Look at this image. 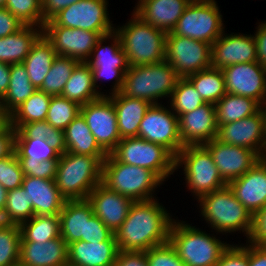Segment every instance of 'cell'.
<instances>
[{
  "label": "cell",
  "mask_w": 266,
  "mask_h": 266,
  "mask_svg": "<svg viewBox=\"0 0 266 266\" xmlns=\"http://www.w3.org/2000/svg\"><path fill=\"white\" fill-rule=\"evenodd\" d=\"M157 198L134 201L114 233L120 251H147L169 241L174 219Z\"/></svg>",
  "instance_id": "1"
},
{
  "label": "cell",
  "mask_w": 266,
  "mask_h": 266,
  "mask_svg": "<svg viewBox=\"0 0 266 266\" xmlns=\"http://www.w3.org/2000/svg\"><path fill=\"white\" fill-rule=\"evenodd\" d=\"M107 156H89L65 152L60 156L56 186L66 201L85 200L102 182V164Z\"/></svg>",
  "instance_id": "2"
},
{
  "label": "cell",
  "mask_w": 266,
  "mask_h": 266,
  "mask_svg": "<svg viewBox=\"0 0 266 266\" xmlns=\"http://www.w3.org/2000/svg\"><path fill=\"white\" fill-rule=\"evenodd\" d=\"M199 203L200 216L216 234L226 235L239 231L249 238L253 215L237 200L228 185L203 195Z\"/></svg>",
  "instance_id": "3"
},
{
  "label": "cell",
  "mask_w": 266,
  "mask_h": 266,
  "mask_svg": "<svg viewBox=\"0 0 266 266\" xmlns=\"http://www.w3.org/2000/svg\"><path fill=\"white\" fill-rule=\"evenodd\" d=\"M183 220L174 219L169 242L186 266H216L224 250L230 245L217 235L195 228Z\"/></svg>",
  "instance_id": "4"
},
{
  "label": "cell",
  "mask_w": 266,
  "mask_h": 266,
  "mask_svg": "<svg viewBox=\"0 0 266 266\" xmlns=\"http://www.w3.org/2000/svg\"><path fill=\"white\" fill-rule=\"evenodd\" d=\"M123 26L115 27L129 66L149 65L165 60L167 33L143 21L134 12Z\"/></svg>",
  "instance_id": "5"
},
{
  "label": "cell",
  "mask_w": 266,
  "mask_h": 266,
  "mask_svg": "<svg viewBox=\"0 0 266 266\" xmlns=\"http://www.w3.org/2000/svg\"><path fill=\"white\" fill-rule=\"evenodd\" d=\"M179 78L166 60L149 65L129 66L121 93L127 97L144 99L151 104H162L160 98L170 99Z\"/></svg>",
  "instance_id": "6"
},
{
  "label": "cell",
  "mask_w": 266,
  "mask_h": 266,
  "mask_svg": "<svg viewBox=\"0 0 266 266\" xmlns=\"http://www.w3.org/2000/svg\"><path fill=\"white\" fill-rule=\"evenodd\" d=\"M164 181L153 171L119 162L111 153L102 164V184L108 189L127 196L133 201L156 198Z\"/></svg>",
  "instance_id": "7"
},
{
  "label": "cell",
  "mask_w": 266,
  "mask_h": 266,
  "mask_svg": "<svg viewBox=\"0 0 266 266\" xmlns=\"http://www.w3.org/2000/svg\"><path fill=\"white\" fill-rule=\"evenodd\" d=\"M175 168H183L187 191L196 200L227 185L204 145L184 146L176 156Z\"/></svg>",
  "instance_id": "8"
},
{
  "label": "cell",
  "mask_w": 266,
  "mask_h": 266,
  "mask_svg": "<svg viewBox=\"0 0 266 266\" xmlns=\"http://www.w3.org/2000/svg\"><path fill=\"white\" fill-rule=\"evenodd\" d=\"M109 41L111 45L105 44L106 42L109 43ZM87 63L91 66L93 81L97 92L101 96H111L121 92L125 72L128 70L129 65L122 49L120 37L115 30L107 35H103L98 40ZM103 79L107 81L115 80L109 94L98 89L100 87L98 82Z\"/></svg>",
  "instance_id": "9"
},
{
  "label": "cell",
  "mask_w": 266,
  "mask_h": 266,
  "mask_svg": "<svg viewBox=\"0 0 266 266\" xmlns=\"http://www.w3.org/2000/svg\"><path fill=\"white\" fill-rule=\"evenodd\" d=\"M111 154L119 162L155 172L163 181L176 171V157L168 149L139 137L122 138Z\"/></svg>",
  "instance_id": "10"
},
{
  "label": "cell",
  "mask_w": 266,
  "mask_h": 266,
  "mask_svg": "<svg viewBox=\"0 0 266 266\" xmlns=\"http://www.w3.org/2000/svg\"><path fill=\"white\" fill-rule=\"evenodd\" d=\"M222 16L216 0H192L172 32L212 45L225 31Z\"/></svg>",
  "instance_id": "11"
},
{
  "label": "cell",
  "mask_w": 266,
  "mask_h": 266,
  "mask_svg": "<svg viewBox=\"0 0 266 266\" xmlns=\"http://www.w3.org/2000/svg\"><path fill=\"white\" fill-rule=\"evenodd\" d=\"M108 4V0H80L61 10L44 26H64L107 35L115 30Z\"/></svg>",
  "instance_id": "12"
},
{
  "label": "cell",
  "mask_w": 266,
  "mask_h": 266,
  "mask_svg": "<svg viewBox=\"0 0 266 266\" xmlns=\"http://www.w3.org/2000/svg\"><path fill=\"white\" fill-rule=\"evenodd\" d=\"M212 45L188 37L167 33L165 60L180 78L211 67Z\"/></svg>",
  "instance_id": "13"
},
{
  "label": "cell",
  "mask_w": 266,
  "mask_h": 266,
  "mask_svg": "<svg viewBox=\"0 0 266 266\" xmlns=\"http://www.w3.org/2000/svg\"><path fill=\"white\" fill-rule=\"evenodd\" d=\"M138 137L164 146L175 157L184 147L179 135L178 116L168 105H150L139 125Z\"/></svg>",
  "instance_id": "14"
},
{
  "label": "cell",
  "mask_w": 266,
  "mask_h": 266,
  "mask_svg": "<svg viewBox=\"0 0 266 266\" xmlns=\"http://www.w3.org/2000/svg\"><path fill=\"white\" fill-rule=\"evenodd\" d=\"M80 114L86 121L99 146L110 154L120 142L114 104L109 96L90 101L80 107Z\"/></svg>",
  "instance_id": "15"
},
{
  "label": "cell",
  "mask_w": 266,
  "mask_h": 266,
  "mask_svg": "<svg viewBox=\"0 0 266 266\" xmlns=\"http://www.w3.org/2000/svg\"><path fill=\"white\" fill-rule=\"evenodd\" d=\"M228 94L249 97L266 105V69L259 62L237 63L221 69Z\"/></svg>",
  "instance_id": "16"
},
{
  "label": "cell",
  "mask_w": 266,
  "mask_h": 266,
  "mask_svg": "<svg viewBox=\"0 0 266 266\" xmlns=\"http://www.w3.org/2000/svg\"><path fill=\"white\" fill-rule=\"evenodd\" d=\"M44 36L52 43L57 55L67 56L80 62L91 57L101 33L64 26H43Z\"/></svg>",
  "instance_id": "17"
},
{
  "label": "cell",
  "mask_w": 266,
  "mask_h": 266,
  "mask_svg": "<svg viewBox=\"0 0 266 266\" xmlns=\"http://www.w3.org/2000/svg\"><path fill=\"white\" fill-rule=\"evenodd\" d=\"M204 146L211 153L223 180L230 181L244 175L261 157L253 150L236 145H230L214 138Z\"/></svg>",
  "instance_id": "18"
},
{
  "label": "cell",
  "mask_w": 266,
  "mask_h": 266,
  "mask_svg": "<svg viewBox=\"0 0 266 266\" xmlns=\"http://www.w3.org/2000/svg\"><path fill=\"white\" fill-rule=\"evenodd\" d=\"M217 139L226 144L249 148L262 158L266 149L263 107L242 120L220 125Z\"/></svg>",
  "instance_id": "19"
},
{
  "label": "cell",
  "mask_w": 266,
  "mask_h": 266,
  "mask_svg": "<svg viewBox=\"0 0 266 266\" xmlns=\"http://www.w3.org/2000/svg\"><path fill=\"white\" fill-rule=\"evenodd\" d=\"M257 62V49L254 35L225 31L212 44L211 67L226 68L237 63Z\"/></svg>",
  "instance_id": "20"
},
{
  "label": "cell",
  "mask_w": 266,
  "mask_h": 266,
  "mask_svg": "<svg viewBox=\"0 0 266 266\" xmlns=\"http://www.w3.org/2000/svg\"><path fill=\"white\" fill-rule=\"evenodd\" d=\"M179 135L184 146L204 145L218 135L215 105L204 103L178 117Z\"/></svg>",
  "instance_id": "21"
},
{
  "label": "cell",
  "mask_w": 266,
  "mask_h": 266,
  "mask_svg": "<svg viewBox=\"0 0 266 266\" xmlns=\"http://www.w3.org/2000/svg\"><path fill=\"white\" fill-rule=\"evenodd\" d=\"M87 201L92 206L93 214L113 233L122 225L134 202L129 197L108 189L102 183L90 192Z\"/></svg>",
  "instance_id": "22"
},
{
  "label": "cell",
  "mask_w": 266,
  "mask_h": 266,
  "mask_svg": "<svg viewBox=\"0 0 266 266\" xmlns=\"http://www.w3.org/2000/svg\"><path fill=\"white\" fill-rule=\"evenodd\" d=\"M227 185L237 200L254 215L266 206V163L261 159Z\"/></svg>",
  "instance_id": "23"
},
{
  "label": "cell",
  "mask_w": 266,
  "mask_h": 266,
  "mask_svg": "<svg viewBox=\"0 0 266 266\" xmlns=\"http://www.w3.org/2000/svg\"><path fill=\"white\" fill-rule=\"evenodd\" d=\"M192 0H138L133 12L165 33L172 32Z\"/></svg>",
  "instance_id": "24"
},
{
  "label": "cell",
  "mask_w": 266,
  "mask_h": 266,
  "mask_svg": "<svg viewBox=\"0 0 266 266\" xmlns=\"http://www.w3.org/2000/svg\"><path fill=\"white\" fill-rule=\"evenodd\" d=\"M18 266H68V244L57 237L46 242H20Z\"/></svg>",
  "instance_id": "25"
},
{
  "label": "cell",
  "mask_w": 266,
  "mask_h": 266,
  "mask_svg": "<svg viewBox=\"0 0 266 266\" xmlns=\"http://www.w3.org/2000/svg\"><path fill=\"white\" fill-rule=\"evenodd\" d=\"M118 251L115 235L104 242L76 241L68 245V266H114Z\"/></svg>",
  "instance_id": "26"
},
{
  "label": "cell",
  "mask_w": 266,
  "mask_h": 266,
  "mask_svg": "<svg viewBox=\"0 0 266 266\" xmlns=\"http://www.w3.org/2000/svg\"><path fill=\"white\" fill-rule=\"evenodd\" d=\"M22 187L29 197L34 215H59L66 200L61 196L55 180L24 176Z\"/></svg>",
  "instance_id": "27"
},
{
  "label": "cell",
  "mask_w": 266,
  "mask_h": 266,
  "mask_svg": "<svg viewBox=\"0 0 266 266\" xmlns=\"http://www.w3.org/2000/svg\"><path fill=\"white\" fill-rule=\"evenodd\" d=\"M93 215L91 204L85 200L65 201L61 212V237L69 245L86 238L87 222Z\"/></svg>",
  "instance_id": "28"
},
{
  "label": "cell",
  "mask_w": 266,
  "mask_h": 266,
  "mask_svg": "<svg viewBox=\"0 0 266 266\" xmlns=\"http://www.w3.org/2000/svg\"><path fill=\"white\" fill-rule=\"evenodd\" d=\"M114 104L120 137H138L139 125L151 103L124 96L121 92L109 96Z\"/></svg>",
  "instance_id": "29"
},
{
  "label": "cell",
  "mask_w": 266,
  "mask_h": 266,
  "mask_svg": "<svg viewBox=\"0 0 266 266\" xmlns=\"http://www.w3.org/2000/svg\"><path fill=\"white\" fill-rule=\"evenodd\" d=\"M43 34V27L25 25L16 33L0 38V62L22 63L33 44Z\"/></svg>",
  "instance_id": "30"
},
{
  "label": "cell",
  "mask_w": 266,
  "mask_h": 266,
  "mask_svg": "<svg viewBox=\"0 0 266 266\" xmlns=\"http://www.w3.org/2000/svg\"><path fill=\"white\" fill-rule=\"evenodd\" d=\"M66 152L89 155L107 156L99 146L85 119L79 113L77 117L64 129Z\"/></svg>",
  "instance_id": "31"
},
{
  "label": "cell",
  "mask_w": 266,
  "mask_h": 266,
  "mask_svg": "<svg viewBox=\"0 0 266 266\" xmlns=\"http://www.w3.org/2000/svg\"><path fill=\"white\" fill-rule=\"evenodd\" d=\"M61 96L80 106L101 97L93 81L91 66L87 62H80L75 66Z\"/></svg>",
  "instance_id": "32"
},
{
  "label": "cell",
  "mask_w": 266,
  "mask_h": 266,
  "mask_svg": "<svg viewBox=\"0 0 266 266\" xmlns=\"http://www.w3.org/2000/svg\"><path fill=\"white\" fill-rule=\"evenodd\" d=\"M56 56L52 43L42 34L22 62L26 67L31 83L37 90L41 88Z\"/></svg>",
  "instance_id": "33"
},
{
  "label": "cell",
  "mask_w": 266,
  "mask_h": 266,
  "mask_svg": "<svg viewBox=\"0 0 266 266\" xmlns=\"http://www.w3.org/2000/svg\"><path fill=\"white\" fill-rule=\"evenodd\" d=\"M262 106L252 98L226 93L216 104L218 127L223 124L242 120L257 113Z\"/></svg>",
  "instance_id": "34"
},
{
  "label": "cell",
  "mask_w": 266,
  "mask_h": 266,
  "mask_svg": "<svg viewBox=\"0 0 266 266\" xmlns=\"http://www.w3.org/2000/svg\"><path fill=\"white\" fill-rule=\"evenodd\" d=\"M37 89L31 83L23 63L10 65V82L1 102L10 115L17 107L27 100Z\"/></svg>",
  "instance_id": "35"
},
{
  "label": "cell",
  "mask_w": 266,
  "mask_h": 266,
  "mask_svg": "<svg viewBox=\"0 0 266 266\" xmlns=\"http://www.w3.org/2000/svg\"><path fill=\"white\" fill-rule=\"evenodd\" d=\"M186 78L193 84L205 103L215 105L226 94L221 69L209 67Z\"/></svg>",
  "instance_id": "36"
},
{
  "label": "cell",
  "mask_w": 266,
  "mask_h": 266,
  "mask_svg": "<svg viewBox=\"0 0 266 266\" xmlns=\"http://www.w3.org/2000/svg\"><path fill=\"white\" fill-rule=\"evenodd\" d=\"M51 95L37 90L10 114V124L19 129L23 124L46 119Z\"/></svg>",
  "instance_id": "37"
},
{
  "label": "cell",
  "mask_w": 266,
  "mask_h": 266,
  "mask_svg": "<svg viewBox=\"0 0 266 266\" xmlns=\"http://www.w3.org/2000/svg\"><path fill=\"white\" fill-rule=\"evenodd\" d=\"M21 242H46L61 236L59 215H34L20 225Z\"/></svg>",
  "instance_id": "38"
},
{
  "label": "cell",
  "mask_w": 266,
  "mask_h": 266,
  "mask_svg": "<svg viewBox=\"0 0 266 266\" xmlns=\"http://www.w3.org/2000/svg\"><path fill=\"white\" fill-rule=\"evenodd\" d=\"M14 139H40L57 150L61 155L66 152L64 130L54 128L46 120L23 124L15 129Z\"/></svg>",
  "instance_id": "39"
},
{
  "label": "cell",
  "mask_w": 266,
  "mask_h": 266,
  "mask_svg": "<svg viewBox=\"0 0 266 266\" xmlns=\"http://www.w3.org/2000/svg\"><path fill=\"white\" fill-rule=\"evenodd\" d=\"M78 63L73 58L57 55L39 90L51 96H61L66 82Z\"/></svg>",
  "instance_id": "40"
},
{
  "label": "cell",
  "mask_w": 266,
  "mask_h": 266,
  "mask_svg": "<svg viewBox=\"0 0 266 266\" xmlns=\"http://www.w3.org/2000/svg\"><path fill=\"white\" fill-rule=\"evenodd\" d=\"M14 152L20 163H40L61 156L46 140L40 139H14Z\"/></svg>",
  "instance_id": "41"
},
{
  "label": "cell",
  "mask_w": 266,
  "mask_h": 266,
  "mask_svg": "<svg viewBox=\"0 0 266 266\" xmlns=\"http://www.w3.org/2000/svg\"><path fill=\"white\" fill-rule=\"evenodd\" d=\"M168 103L179 117L181 114L195 110L205 102L187 78H179Z\"/></svg>",
  "instance_id": "42"
},
{
  "label": "cell",
  "mask_w": 266,
  "mask_h": 266,
  "mask_svg": "<svg viewBox=\"0 0 266 266\" xmlns=\"http://www.w3.org/2000/svg\"><path fill=\"white\" fill-rule=\"evenodd\" d=\"M3 215L7 224L16 225H21L34 216L33 208L29 205V197L22 186L7 192Z\"/></svg>",
  "instance_id": "43"
},
{
  "label": "cell",
  "mask_w": 266,
  "mask_h": 266,
  "mask_svg": "<svg viewBox=\"0 0 266 266\" xmlns=\"http://www.w3.org/2000/svg\"><path fill=\"white\" fill-rule=\"evenodd\" d=\"M20 225L0 227V266H18L20 260Z\"/></svg>",
  "instance_id": "44"
},
{
  "label": "cell",
  "mask_w": 266,
  "mask_h": 266,
  "mask_svg": "<svg viewBox=\"0 0 266 266\" xmlns=\"http://www.w3.org/2000/svg\"><path fill=\"white\" fill-rule=\"evenodd\" d=\"M80 107L62 96H52L45 120L54 128L64 130L80 113Z\"/></svg>",
  "instance_id": "45"
},
{
  "label": "cell",
  "mask_w": 266,
  "mask_h": 266,
  "mask_svg": "<svg viewBox=\"0 0 266 266\" xmlns=\"http://www.w3.org/2000/svg\"><path fill=\"white\" fill-rule=\"evenodd\" d=\"M5 8L24 25L43 27L45 24L41 0H6Z\"/></svg>",
  "instance_id": "46"
},
{
  "label": "cell",
  "mask_w": 266,
  "mask_h": 266,
  "mask_svg": "<svg viewBox=\"0 0 266 266\" xmlns=\"http://www.w3.org/2000/svg\"><path fill=\"white\" fill-rule=\"evenodd\" d=\"M24 176L14 151L9 156L0 159V184L7 191L22 186Z\"/></svg>",
  "instance_id": "47"
},
{
  "label": "cell",
  "mask_w": 266,
  "mask_h": 266,
  "mask_svg": "<svg viewBox=\"0 0 266 266\" xmlns=\"http://www.w3.org/2000/svg\"><path fill=\"white\" fill-rule=\"evenodd\" d=\"M149 266H186L168 241L145 251Z\"/></svg>",
  "instance_id": "48"
},
{
  "label": "cell",
  "mask_w": 266,
  "mask_h": 266,
  "mask_svg": "<svg viewBox=\"0 0 266 266\" xmlns=\"http://www.w3.org/2000/svg\"><path fill=\"white\" fill-rule=\"evenodd\" d=\"M245 244H230L216 266H248V241Z\"/></svg>",
  "instance_id": "49"
},
{
  "label": "cell",
  "mask_w": 266,
  "mask_h": 266,
  "mask_svg": "<svg viewBox=\"0 0 266 266\" xmlns=\"http://www.w3.org/2000/svg\"><path fill=\"white\" fill-rule=\"evenodd\" d=\"M58 160H42L40 163H20V165L25 176L55 180Z\"/></svg>",
  "instance_id": "50"
},
{
  "label": "cell",
  "mask_w": 266,
  "mask_h": 266,
  "mask_svg": "<svg viewBox=\"0 0 266 266\" xmlns=\"http://www.w3.org/2000/svg\"><path fill=\"white\" fill-rule=\"evenodd\" d=\"M114 233L95 215L93 214L88 222L86 229V242H104L109 240Z\"/></svg>",
  "instance_id": "51"
},
{
  "label": "cell",
  "mask_w": 266,
  "mask_h": 266,
  "mask_svg": "<svg viewBox=\"0 0 266 266\" xmlns=\"http://www.w3.org/2000/svg\"><path fill=\"white\" fill-rule=\"evenodd\" d=\"M258 246H266V206L253 215V226L246 240Z\"/></svg>",
  "instance_id": "52"
},
{
  "label": "cell",
  "mask_w": 266,
  "mask_h": 266,
  "mask_svg": "<svg viewBox=\"0 0 266 266\" xmlns=\"http://www.w3.org/2000/svg\"><path fill=\"white\" fill-rule=\"evenodd\" d=\"M24 26V23L5 7L0 8V38L12 35Z\"/></svg>",
  "instance_id": "53"
},
{
  "label": "cell",
  "mask_w": 266,
  "mask_h": 266,
  "mask_svg": "<svg viewBox=\"0 0 266 266\" xmlns=\"http://www.w3.org/2000/svg\"><path fill=\"white\" fill-rule=\"evenodd\" d=\"M114 266H149L145 251H118Z\"/></svg>",
  "instance_id": "54"
},
{
  "label": "cell",
  "mask_w": 266,
  "mask_h": 266,
  "mask_svg": "<svg viewBox=\"0 0 266 266\" xmlns=\"http://www.w3.org/2000/svg\"><path fill=\"white\" fill-rule=\"evenodd\" d=\"M44 22L51 20L61 10L80 0H41Z\"/></svg>",
  "instance_id": "55"
},
{
  "label": "cell",
  "mask_w": 266,
  "mask_h": 266,
  "mask_svg": "<svg viewBox=\"0 0 266 266\" xmlns=\"http://www.w3.org/2000/svg\"><path fill=\"white\" fill-rule=\"evenodd\" d=\"M264 22V23H263ZM257 30L254 33L257 49V62L266 69V21L258 23Z\"/></svg>",
  "instance_id": "56"
},
{
  "label": "cell",
  "mask_w": 266,
  "mask_h": 266,
  "mask_svg": "<svg viewBox=\"0 0 266 266\" xmlns=\"http://www.w3.org/2000/svg\"><path fill=\"white\" fill-rule=\"evenodd\" d=\"M15 129L9 124L0 132V159L9 156L14 151Z\"/></svg>",
  "instance_id": "57"
},
{
  "label": "cell",
  "mask_w": 266,
  "mask_h": 266,
  "mask_svg": "<svg viewBox=\"0 0 266 266\" xmlns=\"http://www.w3.org/2000/svg\"><path fill=\"white\" fill-rule=\"evenodd\" d=\"M248 266H266V246L248 242Z\"/></svg>",
  "instance_id": "58"
},
{
  "label": "cell",
  "mask_w": 266,
  "mask_h": 266,
  "mask_svg": "<svg viewBox=\"0 0 266 266\" xmlns=\"http://www.w3.org/2000/svg\"><path fill=\"white\" fill-rule=\"evenodd\" d=\"M10 82V65L0 62V100L8 90Z\"/></svg>",
  "instance_id": "59"
},
{
  "label": "cell",
  "mask_w": 266,
  "mask_h": 266,
  "mask_svg": "<svg viewBox=\"0 0 266 266\" xmlns=\"http://www.w3.org/2000/svg\"><path fill=\"white\" fill-rule=\"evenodd\" d=\"M10 124V115L6 112L0 100V132Z\"/></svg>",
  "instance_id": "60"
},
{
  "label": "cell",
  "mask_w": 266,
  "mask_h": 266,
  "mask_svg": "<svg viewBox=\"0 0 266 266\" xmlns=\"http://www.w3.org/2000/svg\"><path fill=\"white\" fill-rule=\"evenodd\" d=\"M7 190L0 184V210L4 211L6 200H7Z\"/></svg>",
  "instance_id": "61"
},
{
  "label": "cell",
  "mask_w": 266,
  "mask_h": 266,
  "mask_svg": "<svg viewBox=\"0 0 266 266\" xmlns=\"http://www.w3.org/2000/svg\"><path fill=\"white\" fill-rule=\"evenodd\" d=\"M263 115H264V138L266 144V105L263 106Z\"/></svg>",
  "instance_id": "62"
},
{
  "label": "cell",
  "mask_w": 266,
  "mask_h": 266,
  "mask_svg": "<svg viewBox=\"0 0 266 266\" xmlns=\"http://www.w3.org/2000/svg\"><path fill=\"white\" fill-rule=\"evenodd\" d=\"M5 224H6V221H5V218H4V215H3V211L0 210V227H2Z\"/></svg>",
  "instance_id": "63"
},
{
  "label": "cell",
  "mask_w": 266,
  "mask_h": 266,
  "mask_svg": "<svg viewBox=\"0 0 266 266\" xmlns=\"http://www.w3.org/2000/svg\"><path fill=\"white\" fill-rule=\"evenodd\" d=\"M6 0H0V8L5 7Z\"/></svg>",
  "instance_id": "64"
},
{
  "label": "cell",
  "mask_w": 266,
  "mask_h": 266,
  "mask_svg": "<svg viewBox=\"0 0 266 266\" xmlns=\"http://www.w3.org/2000/svg\"><path fill=\"white\" fill-rule=\"evenodd\" d=\"M261 159L266 163V149H265V152H264L263 157Z\"/></svg>",
  "instance_id": "65"
}]
</instances>
